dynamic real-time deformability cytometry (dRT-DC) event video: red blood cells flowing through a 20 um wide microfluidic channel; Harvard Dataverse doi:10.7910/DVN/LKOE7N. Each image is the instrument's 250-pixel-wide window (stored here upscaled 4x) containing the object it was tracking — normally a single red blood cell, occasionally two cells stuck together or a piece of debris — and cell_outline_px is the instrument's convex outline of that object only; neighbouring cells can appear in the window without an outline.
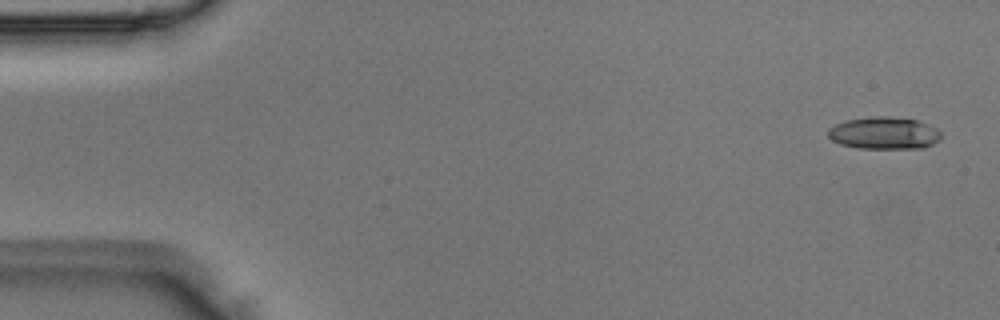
{"species": "Egyptian fruit bat (a non-hibernating species)", "species_latin": "Rousettus aegyptiacus", "temperature_condition": "room temperature", "stored_images_in_passage": 4, "camera_frame_rate_fps": 3000, "um_per_image_px": 0.085, "animal": {"sex": "male"}, "frame": {"image": 1, "passage_image": 1, "time_ms": 0.0, "image_size_px": [1000, 320], "cell_outline_px": [[940, 140], [924, 148], [860, 148], [840, 144], [832, 140], [828, 136], [828, 128], [844, 120], [876, 116], [888, 116], [916, 120], [928, 124], [936, 128], [940, 132]], "centroid_in_image_um": [75.14, 11.31], "position_along_channel_um": 9.9, "area_um2": 21.21}}